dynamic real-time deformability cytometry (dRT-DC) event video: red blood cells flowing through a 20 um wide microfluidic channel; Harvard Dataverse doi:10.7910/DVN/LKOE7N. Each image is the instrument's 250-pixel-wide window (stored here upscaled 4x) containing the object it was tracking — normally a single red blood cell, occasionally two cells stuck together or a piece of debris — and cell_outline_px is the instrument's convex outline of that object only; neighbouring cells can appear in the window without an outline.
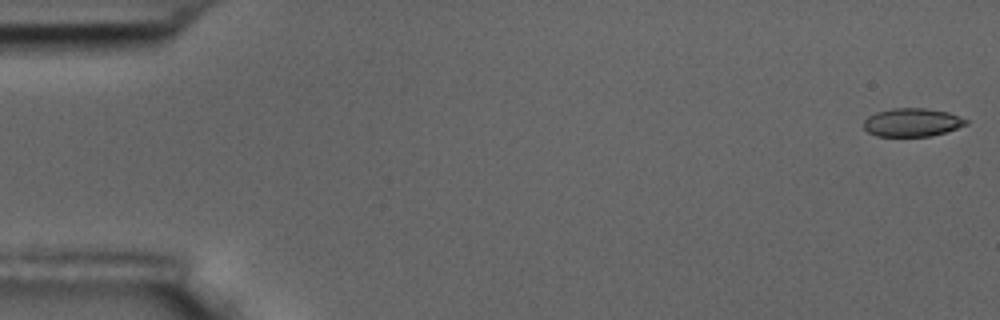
{"species": "common noctule bat (a hibernating species)", "species_latin": "Nyctalus noctula", "temperature_condition": "room temperature", "stored_images_in_passage": 13, "camera_frame_rate_fps": 3000, "um_per_image_px": 0.085, "animal": {"sex": "male", "body_mass_g": 17.5, "forearm_length_mm": 52.3}, "frame": {"image": 1, "passage_image": 1, "time_ms": 0.0, "image_size_px": [1000, 320], "cell_outline_px": [[968, 124], [944, 132], [928, 136], [876, 136], [868, 132], [864, 128], [864, 120], [868, 116], [876, 112], [892, 108], [924, 108], [948, 112], [968, 120]], "centroid_in_image_um": [77.5, 10.4], "position_along_channel_um": 7.5, "area_um2": 16.76}}